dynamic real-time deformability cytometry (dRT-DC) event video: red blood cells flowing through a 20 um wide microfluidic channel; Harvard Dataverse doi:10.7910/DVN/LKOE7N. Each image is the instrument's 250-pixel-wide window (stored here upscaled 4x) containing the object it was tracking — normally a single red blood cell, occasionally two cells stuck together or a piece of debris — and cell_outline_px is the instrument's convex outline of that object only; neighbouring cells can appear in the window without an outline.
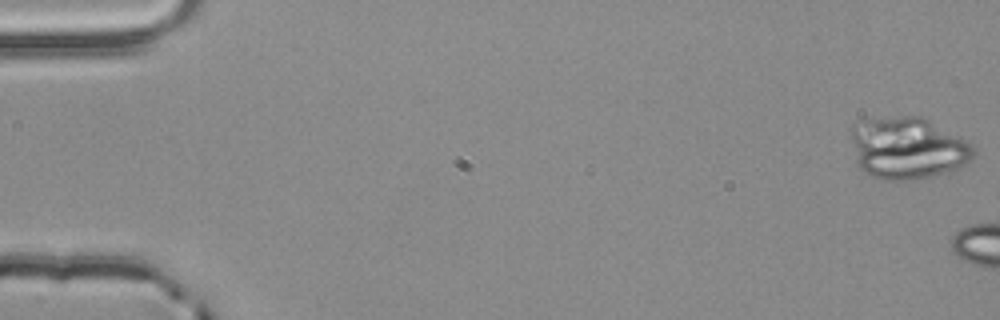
{"species": "common noctule bat (a hibernating species)", "species_latin": "Nyctalus noctula", "temperature_condition": "room temperature", "stored_images_in_passage": 6, "camera_frame_rate_fps": 3000, "um_per_image_px": 0.085, "animal": {"sex": "male", "body_mass_g": 20.4}, "frame": {"image": 1, "passage_image": 1, "time_ms": 0.0, "image_size_px": [1000, 320], "cell_outline_px": [[976, 152], [972, 160], [960, 168], [932, 176], [916, 180], [884, 180], [868, 176], [856, 164], [852, 140], [852, 124], [856, 120], [900, 116], [920, 116], [928, 120], [972, 144], [976, 148]], "centroid_in_image_um": [77.13, 12.61], "position_along_channel_um": 7.9, "area_um2": 44.62}}